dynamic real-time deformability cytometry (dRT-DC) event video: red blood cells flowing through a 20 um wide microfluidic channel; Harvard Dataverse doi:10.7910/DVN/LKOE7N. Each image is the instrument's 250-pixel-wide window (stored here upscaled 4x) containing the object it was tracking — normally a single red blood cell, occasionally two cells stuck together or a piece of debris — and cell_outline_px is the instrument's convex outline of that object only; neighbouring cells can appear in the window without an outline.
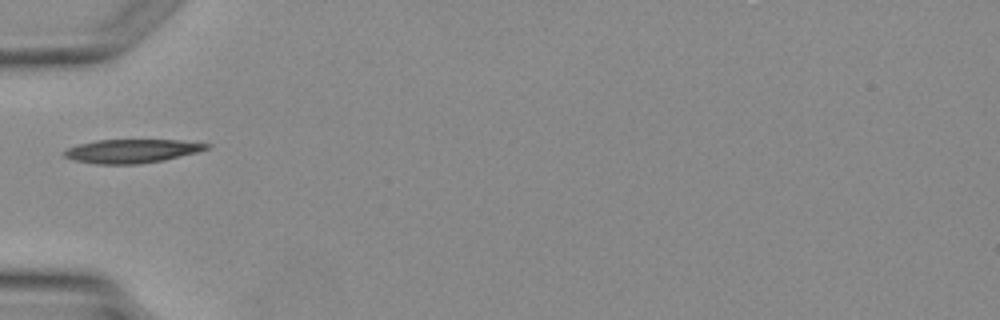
{"species": "Egyptian fruit bat (a non-hibernating species)", "species_latin": "Rousettus aegyptiacus", "temperature_condition": "warm", "stored_images_in_passage": 1, "camera_frame_rate_fps": 3000, "um_per_image_px": 0.085, "animal": {"sex": "female"}, "frame": {"image": 1, "passage_image": 1, "time_ms": 0.0, "image_size_px": [1000, 320], "cell_outline_px": [[212, 144], [208, 148], [196, 152], [164, 160], [140, 164], [96, 164], [76, 160], [64, 156], [64, 152], [68, 148], [80, 144], [96, 140], [176, 140]], "centroid_in_image_um": [11.21, 12.84], "position_along_channel_um": 73.8, "area_um2": 19.36}}